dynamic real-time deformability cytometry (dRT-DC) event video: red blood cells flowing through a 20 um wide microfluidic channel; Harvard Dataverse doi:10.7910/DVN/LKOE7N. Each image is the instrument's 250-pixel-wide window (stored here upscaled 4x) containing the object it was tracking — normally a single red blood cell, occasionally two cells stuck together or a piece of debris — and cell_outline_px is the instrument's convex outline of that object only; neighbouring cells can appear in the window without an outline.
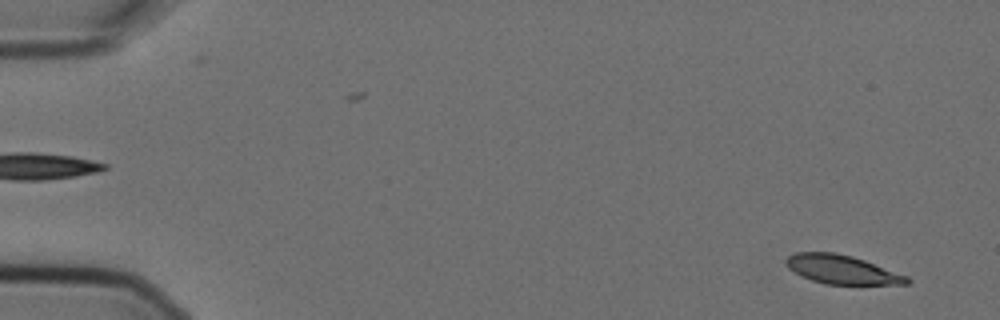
{"species": "Egyptian fruit bat (a non-hibernating species)", "species_latin": "Rousettus aegyptiacus", "temperature_condition": "cold", "stored_images_in_passage": 2, "segment_of_instrument_passage": [2, 2], "camera_frame_rate_fps": 3000, "um_per_image_px": 0.085, "animal": {"sex": "female"}, "frame": {"image": 1, "passage_image": 2, "time_ms": 0.333, "image_size_px": [1000, 320], "cell_outline_px": [[912, 280], [908, 284], [824, 284], [812, 280], [788, 268], [784, 264], [784, 260], [788, 256], [796, 252], [836, 252], [852, 256], [864, 260], [908, 276]], "centroid_in_image_um": [71.56, 22.9], "position_along_channel_um": 13.4, "area_um2": 20.23}}